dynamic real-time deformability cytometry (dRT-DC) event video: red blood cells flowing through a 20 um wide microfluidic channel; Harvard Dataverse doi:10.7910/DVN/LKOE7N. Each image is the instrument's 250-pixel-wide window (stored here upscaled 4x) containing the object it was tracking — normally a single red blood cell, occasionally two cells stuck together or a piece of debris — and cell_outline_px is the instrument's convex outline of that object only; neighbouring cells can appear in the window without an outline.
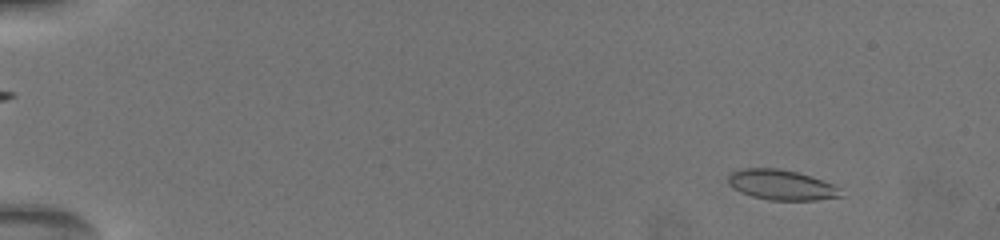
{"species": "common noctule bat (a hibernating species)", "species_latin": "Nyctalus noctula", "temperature_condition": "warm", "stored_images_in_passage": 74, "camera_frame_rate_fps": 3000, "um_per_image_px": 0.085, "animal": {"sex": "female", "body_mass_g": 19.5, "forearm_length_mm": 54.1}, "frame": {"image": 1, "passage_image": 12, "time_ms": 2.333, "image_size_px": [1000, 240], "cell_outline_px": [[840, 196], [816, 200], [768, 200], [752, 196], [740, 192], [732, 188], [728, 184], [728, 176], [732, 172], [744, 168], [780, 168], [796, 172], [832, 184], [836, 188]], "centroid_in_image_um": [66.31, 15.71], "position_along_channel_um": 18.7, "area_um2": 19.42}}
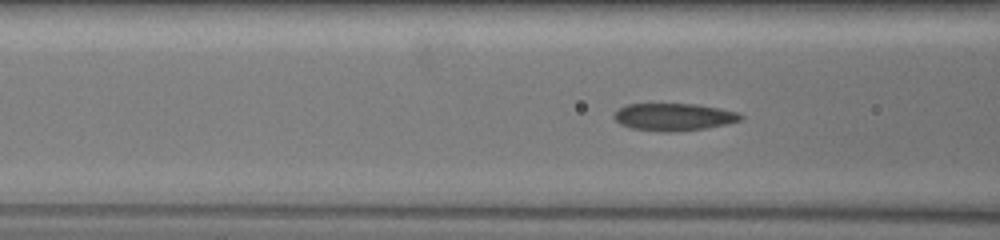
{"frame": {"image": 2, "passage_image": 35, "time_ms": 8.667, "image_size_px": [1000, 240], "cell_outline_px": [[744, 116], [740, 120], [724, 124], [704, 128], [672, 132], [660, 132], [632, 128], [620, 124], [612, 116], [620, 108], [628, 104], [696, 104], [720, 108], [736, 112]], "centroid_in_image_um": [57.25, 9.94], "position_along_channel_um": 109.4, "area_um2": 20.0}}
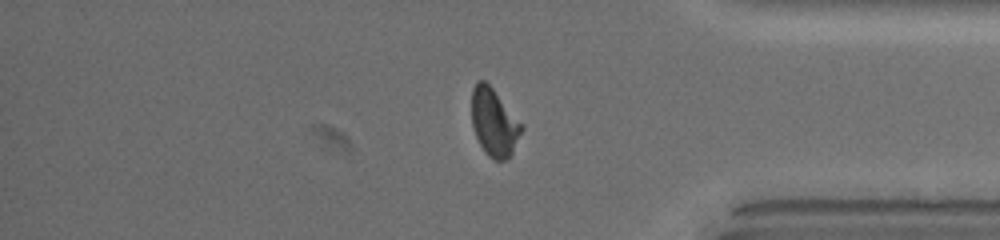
{"frame": {"image": 3, "passage_image": 64, "time_ms": 16.667, "image_size_px": [1000, 240], "cell_outline_px": [[524, 128], [512, 152], [504, 160], [492, 160], [488, 156], [480, 144], [476, 136], [472, 124], [472, 88], [476, 80], [484, 80], [492, 88], [524, 124]], "centroid_in_image_um": [42.0, 10.39], "position_along_channel_um": 393.2, "area_um2": 19.65}, "authors_computed_cell_mechanics": {"area_um2": 20.1433, "velocity_mm_per_s": 3.7115, "shape_relaxation_time_tau1_ms": 7.2504, "shape_relaxation_time_tau2_ms": 1.2452, "deformation_change_tau1": 0.1923, "deformation_change_tau2": 0.0654}}